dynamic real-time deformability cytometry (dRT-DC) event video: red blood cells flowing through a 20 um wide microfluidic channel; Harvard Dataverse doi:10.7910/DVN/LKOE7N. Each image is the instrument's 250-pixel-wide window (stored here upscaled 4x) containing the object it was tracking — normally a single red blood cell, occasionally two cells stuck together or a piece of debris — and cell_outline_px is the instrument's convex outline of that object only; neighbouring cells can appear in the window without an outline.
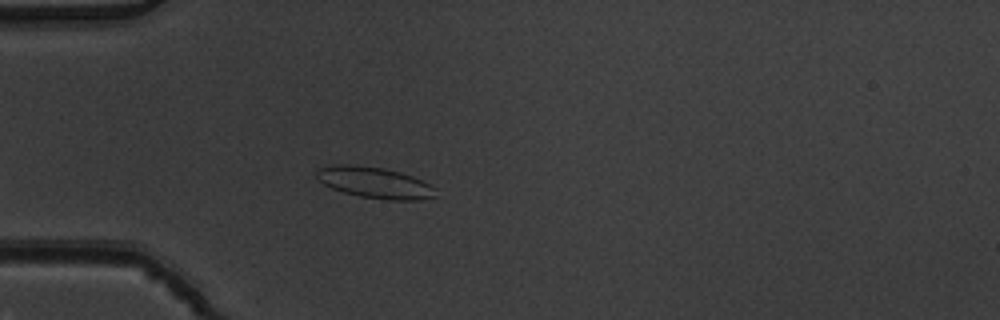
{"species": "common noctule bat (a hibernating species)", "species_latin": "Nyctalus noctula", "temperature_condition": "warm", "stored_images_in_passage": 5, "camera_frame_rate_fps": 3000, "um_per_image_px": 0.085, "animal": {"sex": "male", "body_mass_g": 19.5, "forearm_length_mm": 54.6}, "frame": {"image": 1, "passage_image": 5, "time_ms": 1.333, "image_size_px": [1000, 320], "cell_outline_px": [[436, 196], [420, 200], [384, 200], [360, 196], [344, 192], [332, 188], [324, 184], [316, 176], [316, 168], [336, 164], [348, 164], [384, 168], [400, 172], [412, 176], [436, 188]], "centroid_in_image_um": [31.84, 15.52], "position_along_channel_um": 53.2, "area_um2": 21.62}}